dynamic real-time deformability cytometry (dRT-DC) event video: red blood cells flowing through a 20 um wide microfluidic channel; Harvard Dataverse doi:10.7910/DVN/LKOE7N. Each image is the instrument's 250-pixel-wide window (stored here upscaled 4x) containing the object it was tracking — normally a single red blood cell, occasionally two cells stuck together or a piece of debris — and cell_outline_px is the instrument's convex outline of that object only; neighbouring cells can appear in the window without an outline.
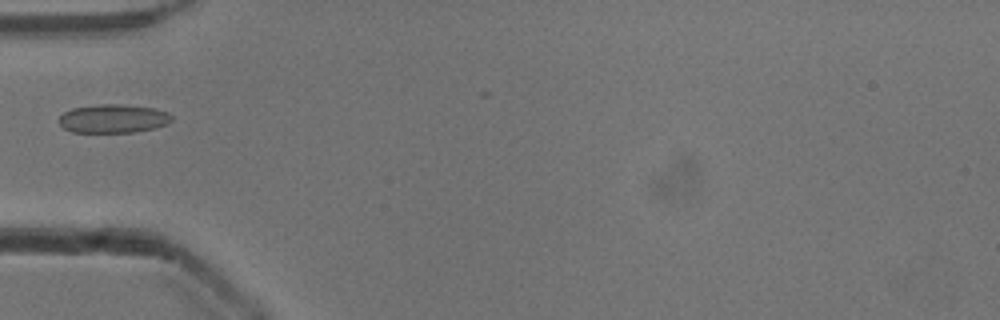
{"species": "common noctule bat (a hibernating species)", "species_latin": "Nyctalus noctula", "temperature_condition": "cold", "stored_images_in_passage": 2, "camera_frame_rate_fps": 3000, "um_per_image_px": 0.085, "animal": {"sex": "male", "body_mass_g": 13.3}, "frame": {"image": 1, "passage_image": 1, "time_ms": 0.0, "image_size_px": [1000, 320], "cell_outline_px": [[172, 120], [168, 124], [156, 128], [136, 132], [72, 132], [64, 128], [56, 120], [64, 112], [72, 108], [100, 104], [120, 104], [156, 108], [168, 112], [172, 116]], "centroid_in_image_um": [9.64, 10.08], "position_along_channel_um": 75.4, "area_um2": 19.02}}
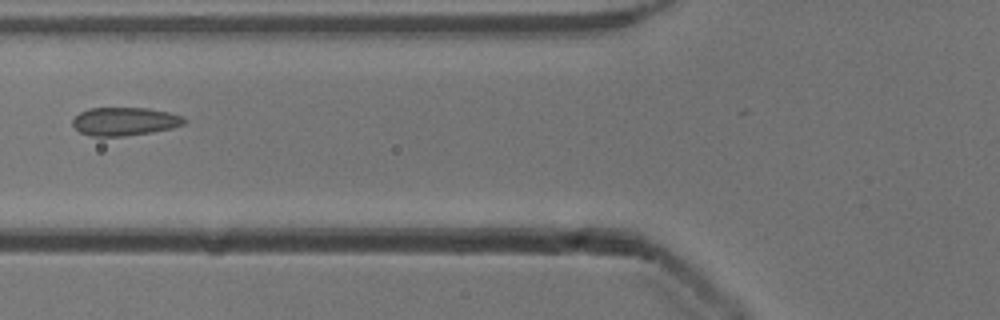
{"frame": {"image": 2, "passage_image": 2, "time_ms": 0.333, "image_size_px": [1000, 320], "cell_outline_px": [[188, 120], [184, 124], [172, 128], [152, 132], [124, 136], [92, 136], [80, 132], [72, 124], [72, 120], [80, 112], [88, 108], [148, 108], [168, 112], [184, 116]], "centroid_in_image_um": [10.62, 10.31], "position_along_channel_um": 115.2, "area_um2": 18.44}}